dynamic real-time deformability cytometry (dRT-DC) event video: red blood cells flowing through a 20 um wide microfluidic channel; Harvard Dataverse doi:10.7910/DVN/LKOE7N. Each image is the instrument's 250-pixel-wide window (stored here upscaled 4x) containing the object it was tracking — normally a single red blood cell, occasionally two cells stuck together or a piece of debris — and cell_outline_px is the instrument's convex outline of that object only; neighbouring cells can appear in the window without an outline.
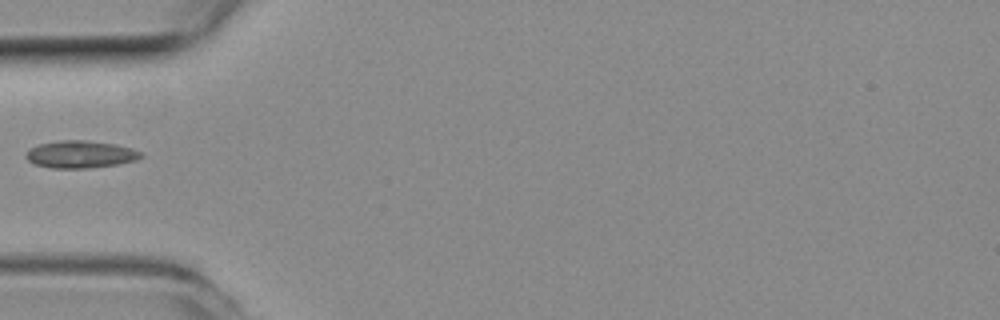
{"species": "common noctule bat (a hibernating species)", "species_latin": "Nyctalus noctula", "temperature_condition": "room temperature", "stored_images_in_passage": 3, "camera_frame_rate_fps": 3000, "um_per_image_px": 0.085, "animal": {"sex": "female", "body_mass_g": 19.3, "forearm_length_mm": 54.1}, "frame": {"image": 1, "passage_image": 1, "time_ms": 0.0, "image_size_px": [1000, 320], "cell_outline_px": [[144, 156], [136, 160], [120, 164], [88, 168], [52, 168], [36, 164], [28, 160], [24, 156], [32, 148], [40, 144], [64, 140], [84, 140], [116, 144], [132, 148], [140, 152]], "centroid_in_image_um": [6.89, 13.12], "position_along_channel_um": 78.1, "area_um2": 18.15}}